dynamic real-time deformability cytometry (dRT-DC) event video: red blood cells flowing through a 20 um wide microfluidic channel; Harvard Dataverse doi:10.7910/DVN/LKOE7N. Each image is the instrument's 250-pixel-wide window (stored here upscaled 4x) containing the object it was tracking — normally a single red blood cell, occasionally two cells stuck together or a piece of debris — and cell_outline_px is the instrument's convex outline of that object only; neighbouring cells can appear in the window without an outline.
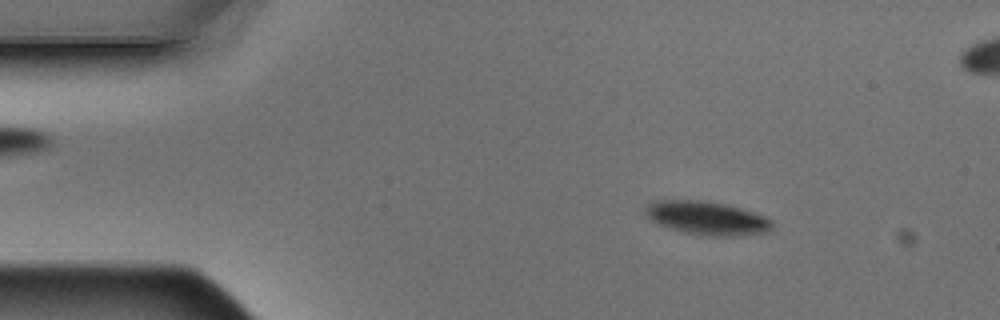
{"species": "Egyptian fruit bat (a non-hibernating species)", "species_latin": "Rousettus aegyptiacus", "temperature_condition": "warm", "stored_images_in_passage": 8, "camera_frame_rate_fps": 3000, "um_per_image_px": 0.085, "animal": {"sex": "male"}, "frame": {"image": 1, "passage_image": 2, "time_ms": 0.333, "image_size_px": [1000, 320], "cell_outline_px": [[772, 228], [768, 232], [736, 236], [708, 236], [684, 232], [668, 228], [656, 224], [644, 212], [644, 208], [648, 204], [656, 200], [704, 200], [724, 204], [740, 208], [764, 216], [772, 220]], "centroid_in_image_um": [60.07, 18.54], "position_along_channel_um": 24.9, "area_um2": 24.8}}
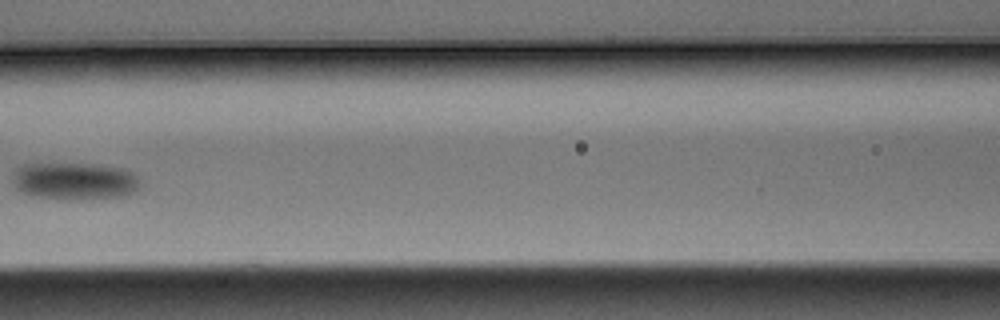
{"frame": {"image": 2, "passage_image": 6, "time_ms": 1.667, "image_size_px": [1000, 320], "cell_outline_px": [[140, 188], [132, 192], [120, 196], [32, 196], [16, 188], [12, 184], [12, 176], [16, 168], [24, 164], [96, 164], [124, 168], [132, 172], [136, 176], [140, 184]], "centroid_in_image_um": [6.32, 15.32], "position_along_channel_um": 160.3, "area_um2": 26.47}}
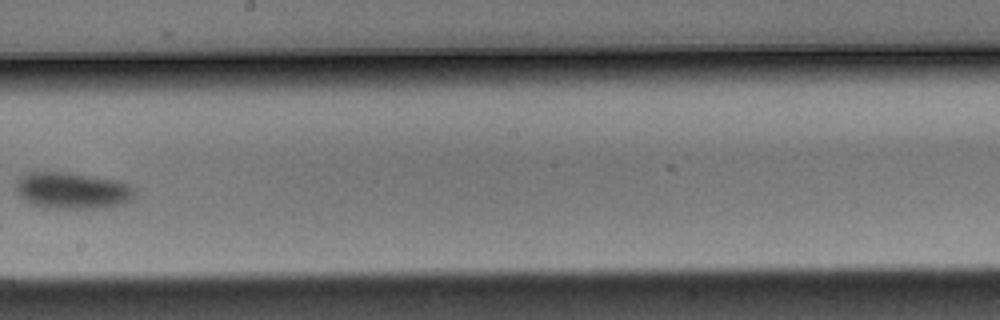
{"frame": {"image": 3, "passage_image": 8, "time_ms": 2.333, "image_size_px": [1000, 320], "cell_outline_px": [[136, 192], [132, 200], [124, 204], [100, 208], [48, 208], [32, 204], [24, 200], [16, 192], [16, 180], [20, 176], [28, 172], [68, 172], [96, 176], [120, 180], [136, 188]], "centroid_in_image_um": [6.18, 16.19], "position_along_channel_um": 242.0, "area_um2": 25.78}}